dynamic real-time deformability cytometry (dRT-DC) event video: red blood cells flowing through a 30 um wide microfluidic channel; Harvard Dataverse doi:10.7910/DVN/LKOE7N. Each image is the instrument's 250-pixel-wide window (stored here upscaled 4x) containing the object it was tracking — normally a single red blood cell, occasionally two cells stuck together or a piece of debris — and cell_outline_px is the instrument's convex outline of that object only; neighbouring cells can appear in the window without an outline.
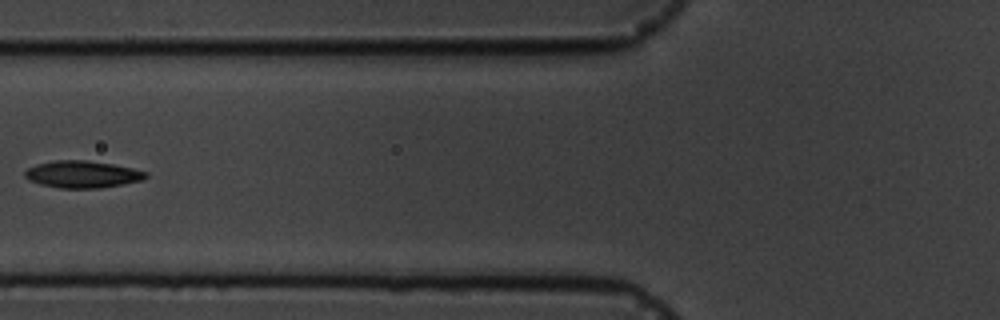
{"species": "common noctule bat (a hibernating species)", "species_latin": "Nyctalus noctula", "temperature_condition": "cold", "stored_images_in_passage": 17, "camera_frame_rate_fps": 3000, "um_per_image_px": 0.085, "animal": {"sex": "male", "body_mass_g": 19.5, "forearm_length_mm": 54.6}, "frame": {"image": 1, "passage_image": 7, "time_ms": 7.0, "image_size_px": [1000, 320], "cell_outline_px": [[148, 176], [140, 180], [124, 184], [100, 188], [60, 188], [40, 184], [28, 180], [24, 176], [24, 172], [28, 168], [36, 164], [56, 160], [88, 160], [112, 164], [132, 168], [148, 172]], "centroid_in_image_um": [6.98, 14.81], "position_along_channel_um": 118.8, "area_um2": 19.07}}
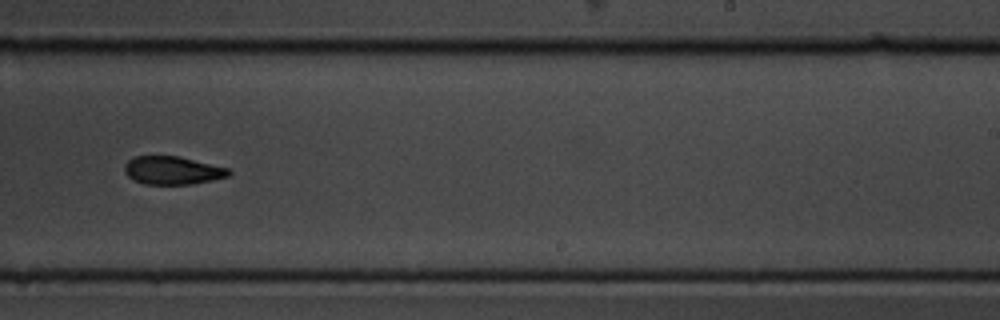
{"frame": {"image": 2, "passage_image": 11, "time_ms": 11.333, "image_size_px": [1000, 320], "cell_outline_px": [[232, 172], [228, 176], [212, 180], [192, 184], [144, 184], [132, 180], [124, 172], [124, 164], [132, 156], [180, 156], [228, 168]], "centroid_in_image_um": [14.63, 14.48], "position_along_channel_um": 274.4, "area_um2": 17.22}}
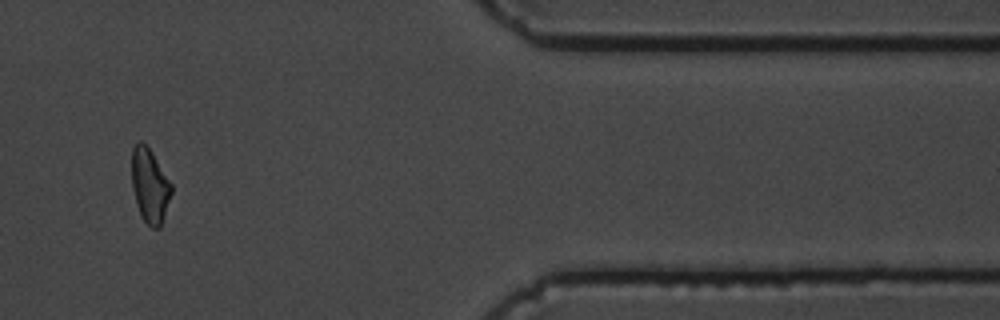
{"frame": {"image": 3, "passage_image": 14, "time_ms": 15.667, "image_size_px": [1000, 320], "cell_outline_px": [[172, 192], [160, 228], [152, 228], [140, 216], [136, 204], [132, 188], [132, 148], [136, 140], [140, 140], [152, 152], [172, 184]], "centroid_in_image_um": [12.72, 15.77], "position_along_channel_um": 398.7, "area_um2": 17.22}, "authors_computed_cell_mechanics": {"area_um2": 18.0336, "velocity_mm_per_s": 3.5998, "shape_relaxation_time_tau1_ms": 3.2169, "shape_relaxation_time_tau2_ms": null, "deformation_change_tau1": 0.0827, "deformation_change_tau2": null}}